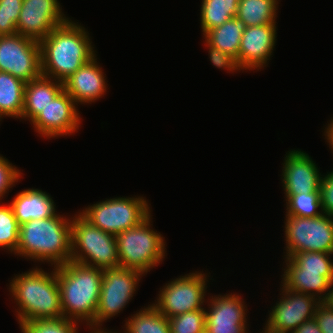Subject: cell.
Returning a JSON list of instances; mask_svg holds the SVG:
<instances>
[{"instance_id":"1","label":"cell","mask_w":333,"mask_h":333,"mask_svg":"<svg viewBox=\"0 0 333 333\" xmlns=\"http://www.w3.org/2000/svg\"><path fill=\"white\" fill-rule=\"evenodd\" d=\"M42 75L64 82L96 56L89 33L68 20L39 41Z\"/></svg>"},{"instance_id":"2","label":"cell","mask_w":333,"mask_h":333,"mask_svg":"<svg viewBox=\"0 0 333 333\" xmlns=\"http://www.w3.org/2000/svg\"><path fill=\"white\" fill-rule=\"evenodd\" d=\"M53 268L47 273L36 266L10 280L8 289L19 306L16 311L19 325L33 320L63 318L57 273Z\"/></svg>"},{"instance_id":"3","label":"cell","mask_w":333,"mask_h":333,"mask_svg":"<svg viewBox=\"0 0 333 333\" xmlns=\"http://www.w3.org/2000/svg\"><path fill=\"white\" fill-rule=\"evenodd\" d=\"M71 220L55 214L20 225L17 255L33 261L48 262L54 267L71 261Z\"/></svg>"},{"instance_id":"4","label":"cell","mask_w":333,"mask_h":333,"mask_svg":"<svg viewBox=\"0 0 333 333\" xmlns=\"http://www.w3.org/2000/svg\"><path fill=\"white\" fill-rule=\"evenodd\" d=\"M55 268L63 318L89 326L95 320L103 270L72 260Z\"/></svg>"},{"instance_id":"5","label":"cell","mask_w":333,"mask_h":333,"mask_svg":"<svg viewBox=\"0 0 333 333\" xmlns=\"http://www.w3.org/2000/svg\"><path fill=\"white\" fill-rule=\"evenodd\" d=\"M151 214L137 226L116 235L119 264L144 275L166 256L164 237L151 228Z\"/></svg>"},{"instance_id":"6","label":"cell","mask_w":333,"mask_h":333,"mask_svg":"<svg viewBox=\"0 0 333 333\" xmlns=\"http://www.w3.org/2000/svg\"><path fill=\"white\" fill-rule=\"evenodd\" d=\"M71 260L101 270L120 267L116 237L92 225L80 213L71 218Z\"/></svg>"},{"instance_id":"7","label":"cell","mask_w":333,"mask_h":333,"mask_svg":"<svg viewBox=\"0 0 333 333\" xmlns=\"http://www.w3.org/2000/svg\"><path fill=\"white\" fill-rule=\"evenodd\" d=\"M78 213L92 225L116 236L140 224L151 214V209L143 196L115 197L88 205Z\"/></svg>"},{"instance_id":"8","label":"cell","mask_w":333,"mask_h":333,"mask_svg":"<svg viewBox=\"0 0 333 333\" xmlns=\"http://www.w3.org/2000/svg\"><path fill=\"white\" fill-rule=\"evenodd\" d=\"M141 276L144 274L138 270L122 267L103 270L95 320L89 325L92 332H106L101 328L103 322L123 311L132 300Z\"/></svg>"},{"instance_id":"9","label":"cell","mask_w":333,"mask_h":333,"mask_svg":"<svg viewBox=\"0 0 333 333\" xmlns=\"http://www.w3.org/2000/svg\"><path fill=\"white\" fill-rule=\"evenodd\" d=\"M285 219V257L308 251L333 254V217L286 215Z\"/></svg>"},{"instance_id":"10","label":"cell","mask_w":333,"mask_h":333,"mask_svg":"<svg viewBox=\"0 0 333 333\" xmlns=\"http://www.w3.org/2000/svg\"><path fill=\"white\" fill-rule=\"evenodd\" d=\"M203 272H192L170 281L160 290L152 305L167 318L182 313L205 309L208 277Z\"/></svg>"},{"instance_id":"11","label":"cell","mask_w":333,"mask_h":333,"mask_svg":"<svg viewBox=\"0 0 333 333\" xmlns=\"http://www.w3.org/2000/svg\"><path fill=\"white\" fill-rule=\"evenodd\" d=\"M0 71L25 83L39 77L42 74L39 41L17 33L0 36Z\"/></svg>"},{"instance_id":"12","label":"cell","mask_w":333,"mask_h":333,"mask_svg":"<svg viewBox=\"0 0 333 333\" xmlns=\"http://www.w3.org/2000/svg\"><path fill=\"white\" fill-rule=\"evenodd\" d=\"M283 286V287H282ZM281 299L269 311L265 329L269 333H292L302 323L314 318L316 297L288 289L283 283Z\"/></svg>"},{"instance_id":"13","label":"cell","mask_w":333,"mask_h":333,"mask_svg":"<svg viewBox=\"0 0 333 333\" xmlns=\"http://www.w3.org/2000/svg\"><path fill=\"white\" fill-rule=\"evenodd\" d=\"M76 105L63 89L30 123L40 136L48 139L69 136L81 123Z\"/></svg>"},{"instance_id":"14","label":"cell","mask_w":333,"mask_h":333,"mask_svg":"<svg viewBox=\"0 0 333 333\" xmlns=\"http://www.w3.org/2000/svg\"><path fill=\"white\" fill-rule=\"evenodd\" d=\"M68 20L58 0H23L16 31L40 41Z\"/></svg>"},{"instance_id":"15","label":"cell","mask_w":333,"mask_h":333,"mask_svg":"<svg viewBox=\"0 0 333 333\" xmlns=\"http://www.w3.org/2000/svg\"><path fill=\"white\" fill-rule=\"evenodd\" d=\"M207 302L205 333H248L247 309L239 294L214 295Z\"/></svg>"},{"instance_id":"16","label":"cell","mask_w":333,"mask_h":333,"mask_svg":"<svg viewBox=\"0 0 333 333\" xmlns=\"http://www.w3.org/2000/svg\"><path fill=\"white\" fill-rule=\"evenodd\" d=\"M276 31V24L246 27L238 53V65L242 70H259L268 65L276 45Z\"/></svg>"},{"instance_id":"17","label":"cell","mask_w":333,"mask_h":333,"mask_svg":"<svg viewBox=\"0 0 333 333\" xmlns=\"http://www.w3.org/2000/svg\"><path fill=\"white\" fill-rule=\"evenodd\" d=\"M286 154L281 174L285 195L319 192L322 175L313 159L301 150Z\"/></svg>"},{"instance_id":"18","label":"cell","mask_w":333,"mask_h":333,"mask_svg":"<svg viewBox=\"0 0 333 333\" xmlns=\"http://www.w3.org/2000/svg\"><path fill=\"white\" fill-rule=\"evenodd\" d=\"M97 56L83 64L75 73L63 82V89L78 105L97 101L105 95L106 76L97 62Z\"/></svg>"},{"instance_id":"19","label":"cell","mask_w":333,"mask_h":333,"mask_svg":"<svg viewBox=\"0 0 333 333\" xmlns=\"http://www.w3.org/2000/svg\"><path fill=\"white\" fill-rule=\"evenodd\" d=\"M284 259L286 266L281 283L288 289L312 295L323 301L333 282V270L300 269L289 257Z\"/></svg>"},{"instance_id":"20","label":"cell","mask_w":333,"mask_h":333,"mask_svg":"<svg viewBox=\"0 0 333 333\" xmlns=\"http://www.w3.org/2000/svg\"><path fill=\"white\" fill-rule=\"evenodd\" d=\"M10 206L19 225L34 219L50 218L57 212L50 194L34 188L18 192Z\"/></svg>"},{"instance_id":"21","label":"cell","mask_w":333,"mask_h":333,"mask_svg":"<svg viewBox=\"0 0 333 333\" xmlns=\"http://www.w3.org/2000/svg\"><path fill=\"white\" fill-rule=\"evenodd\" d=\"M62 90V82L42 74L27 82L21 119L31 122Z\"/></svg>"},{"instance_id":"22","label":"cell","mask_w":333,"mask_h":333,"mask_svg":"<svg viewBox=\"0 0 333 333\" xmlns=\"http://www.w3.org/2000/svg\"><path fill=\"white\" fill-rule=\"evenodd\" d=\"M25 84L8 72L0 71V121L4 116L21 118Z\"/></svg>"},{"instance_id":"23","label":"cell","mask_w":333,"mask_h":333,"mask_svg":"<svg viewBox=\"0 0 333 333\" xmlns=\"http://www.w3.org/2000/svg\"><path fill=\"white\" fill-rule=\"evenodd\" d=\"M245 30L246 25L241 20L234 17L226 21L223 25L209 30L203 38L210 45L235 57L238 62L241 37Z\"/></svg>"},{"instance_id":"24","label":"cell","mask_w":333,"mask_h":333,"mask_svg":"<svg viewBox=\"0 0 333 333\" xmlns=\"http://www.w3.org/2000/svg\"><path fill=\"white\" fill-rule=\"evenodd\" d=\"M278 0H240L236 18L246 27L276 24Z\"/></svg>"},{"instance_id":"25","label":"cell","mask_w":333,"mask_h":333,"mask_svg":"<svg viewBox=\"0 0 333 333\" xmlns=\"http://www.w3.org/2000/svg\"><path fill=\"white\" fill-rule=\"evenodd\" d=\"M240 0H202L200 23L203 35L236 17Z\"/></svg>"},{"instance_id":"26","label":"cell","mask_w":333,"mask_h":333,"mask_svg":"<svg viewBox=\"0 0 333 333\" xmlns=\"http://www.w3.org/2000/svg\"><path fill=\"white\" fill-rule=\"evenodd\" d=\"M123 333H170L168 318L152 304L125 321Z\"/></svg>"},{"instance_id":"27","label":"cell","mask_w":333,"mask_h":333,"mask_svg":"<svg viewBox=\"0 0 333 333\" xmlns=\"http://www.w3.org/2000/svg\"><path fill=\"white\" fill-rule=\"evenodd\" d=\"M285 197L286 215L310 218L323 214L319 192L298 193Z\"/></svg>"},{"instance_id":"28","label":"cell","mask_w":333,"mask_h":333,"mask_svg":"<svg viewBox=\"0 0 333 333\" xmlns=\"http://www.w3.org/2000/svg\"><path fill=\"white\" fill-rule=\"evenodd\" d=\"M19 228L10 204L0 205V247L14 255L18 247Z\"/></svg>"},{"instance_id":"29","label":"cell","mask_w":333,"mask_h":333,"mask_svg":"<svg viewBox=\"0 0 333 333\" xmlns=\"http://www.w3.org/2000/svg\"><path fill=\"white\" fill-rule=\"evenodd\" d=\"M77 321L60 319L33 320L20 324L22 333H78Z\"/></svg>"},{"instance_id":"30","label":"cell","mask_w":333,"mask_h":333,"mask_svg":"<svg viewBox=\"0 0 333 333\" xmlns=\"http://www.w3.org/2000/svg\"><path fill=\"white\" fill-rule=\"evenodd\" d=\"M205 311L199 309L168 318L170 333H205Z\"/></svg>"},{"instance_id":"31","label":"cell","mask_w":333,"mask_h":333,"mask_svg":"<svg viewBox=\"0 0 333 333\" xmlns=\"http://www.w3.org/2000/svg\"><path fill=\"white\" fill-rule=\"evenodd\" d=\"M22 4L23 0H0V36L17 33L16 25Z\"/></svg>"},{"instance_id":"32","label":"cell","mask_w":333,"mask_h":333,"mask_svg":"<svg viewBox=\"0 0 333 333\" xmlns=\"http://www.w3.org/2000/svg\"><path fill=\"white\" fill-rule=\"evenodd\" d=\"M332 254L324 252H301L291 255L289 258L300 269L333 270Z\"/></svg>"},{"instance_id":"33","label":"cell","mask_w":333,"mask_h":333,"mask_svg":"<svg viewBox=\"0 0 333 333\" xmlns=\"http://www.w3.org/2000/svg\"><path fill=\"white\" fill-rule=\"evenodd\" d=\"M21 174V171L5 157L0 159V204L1 199L9 192L10 188L19 181Z\"/></svg>"},{"instance_id":"34","label":"cell","mask_w":333,"mask_h":333,"mask_svg":"<svg viewBox=\"0 0 333 333\" xmlns=\"http://www.w3.org/2000/svg\"><path fill=\"white\" fill-rule=\"evenodd\" d=\"M205 45L209 48V58L213 65L218 69L230 70L232 73L235 71H241V67L238 65L237 59L232 55L222 52L219 48L210 45L205 40Z\"/></svg>"},{"instance_id":"35","label":"cell","mask_w":333,"mask_h":333,"mask_svg":"<svg viewBox=\"0 0 333 333\" xmlns=\"http://www.w3.org/2000/svg\"><path fill=\"white\" fill-rule=\"evenodd\" d=\"M319 193L323 214L333 217V171L322 175Z\"/></svg>"},{"instance_id":"36","label":"cell","mask_w":333,"mask_h":333,"mask_svg":"<svg viewBox=\"0 0 333 333\" xmlns=\"http://www.w3.org/2000/svg\"><path fill=\"white\" fill-rule=\"evenodd\" d=\"M314 319L322 333H333V309L322 301L316 307Z\"/></svg>"},{"instance_id":"37","label":"cell","mask_w":333,"mask_h":333,"mask_svg":"<svg viewBox=\"0 0 333 333\" xmlns=\"http://www.w3.org/2000/svg\"><path fill=\"white\" fill-rule=\"evenodd\" d=\"M292 333H322L315 319L308 320L297 327Z\"/></svg>"},{"instance_id":"38","label":"cell","mask_w":333,"mask_h":333,"mask_svg":"<svg viewBox=\"0 0 333 333\" xmlns=\"http://www.w3.org/2000/svg\"><path fill=\"white\" fill-rule=\"evenodd\" d=\"M324 131H325L324 135L327 140V143L330 145L329 147H331L330 148L331 151H333V119L332 118L330 120V123H328V125L326 126Z\"/></svg>"},{"instance_id":"39","label":"cell","mask_w":333,"mask_h":333,"mask_svg":"<svg viewBox=\"0 0 333 333\" xmlns=\"http://www.w3.org/2000/svg\"><path fill=\"white\" fill-rule=\"evenodd\" d=\"M330 309H333V282L330 284L326 298L322 301Z\"/></svg>"},{"instance_id":"40","label":"cell","mask_w":333,"mask_h":333,"mask_svg":"<svg viewBox=\"0 0 333 333\" xmlns=\"http://www.w3.org/2000/svg\"><path fill=\"white\" fill-rule=\"evenodd\" d=\"M90 333H117V332H112V331L107 330L106 332H90Z\"/></svg>"}]
</instances>
